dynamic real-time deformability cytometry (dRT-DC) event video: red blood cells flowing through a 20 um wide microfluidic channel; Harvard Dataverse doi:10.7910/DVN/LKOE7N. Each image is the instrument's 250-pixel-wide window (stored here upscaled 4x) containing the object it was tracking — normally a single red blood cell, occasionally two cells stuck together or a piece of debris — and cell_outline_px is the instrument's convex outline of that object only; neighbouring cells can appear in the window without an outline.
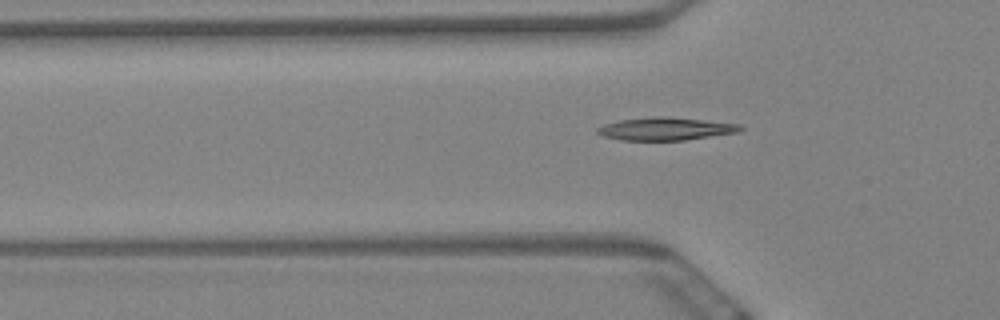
{"species": "Egyptian fruit bat (a non-hibernating species)", "species_latin": "Rousettus aegyptiacus", "temperature_condition": "warm", "stored_images_in_passage": 55, "camera_frame_rate_fps": 3000, "um_per_image_px": 0.085, "animal": {"sex": "female"}, "frame": {"image": 1, "passage_image": 19, "time_ms": 6.0, "image_size_px": [1000, 320], "cell_outline_px": [[744, 128], [736, 132], [684, 140], [620, 140], [604, 136], [596, 132], [596, 128], [604, 124], [620, 120], [652, 116], [668, 116], [740, 124]], "centroid_in_image_um": [56.54, 10.94], "position_along_channel_um": 69.3, "area_um2": 18.9}}
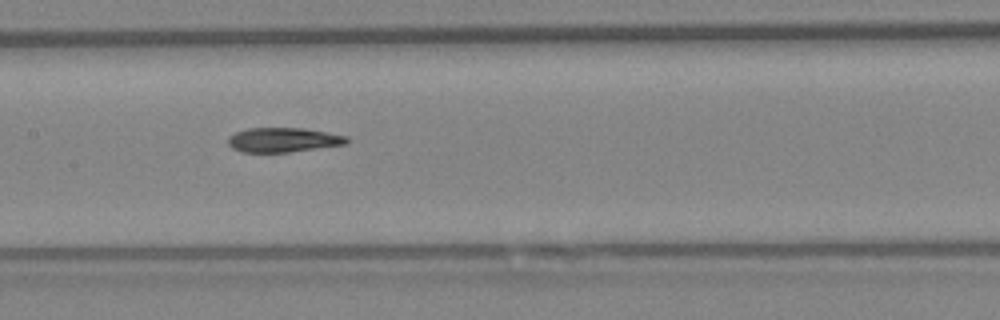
{"frame": {"image": 2, "passage_image": 29, "time_ms": 9.333, "image_size_px": [1000, 320], "cell_outline_px": [[348, 144], [288, 152], [240, 152], [232, 148], [228, 144], [228, 136], [236, 132], [248, 128], [304, 128], [348, 136]], "centroid_in_image_um": [24.07, 11.89], "position_along_channel_um": 183.3, "area_um2": 16.99}}
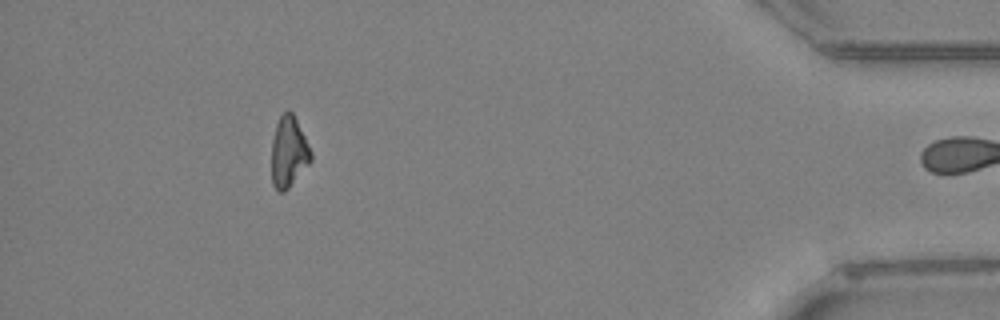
{"frame": {"image": 3, "passage_image": 54, "time_ms": 17.667, "image_size_px": [1000, 320], "cell_outline_px": [[312, 160], [288, 188], [284, 192], [280, 192], [272, 184], [272, 140], [276, 124], [280, 116], [288, 108], [292, 112], [312, 152]], "centroid_in_image_um": [24.53, 12.91], "position_along_channel_um": 410.7, "area_um2": 16.07}}